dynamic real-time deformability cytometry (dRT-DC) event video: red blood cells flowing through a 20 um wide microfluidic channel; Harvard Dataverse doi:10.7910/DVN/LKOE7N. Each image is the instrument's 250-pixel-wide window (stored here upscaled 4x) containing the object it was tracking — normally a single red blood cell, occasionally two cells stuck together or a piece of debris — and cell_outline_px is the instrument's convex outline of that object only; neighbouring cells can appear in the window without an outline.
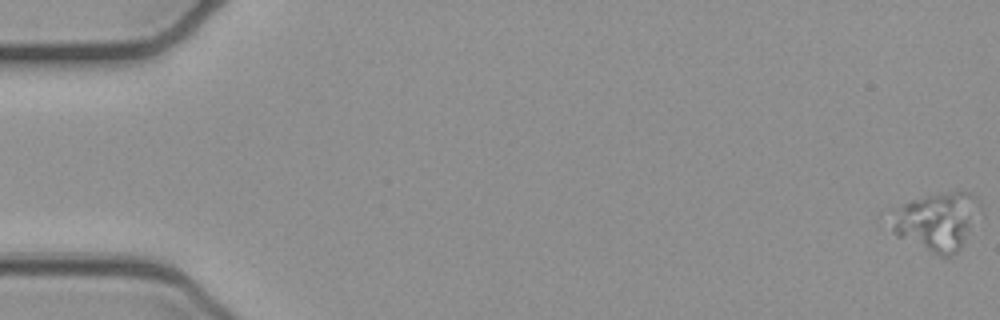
{"species": "common noctule bat (a hibernating species)", "species_latin": "Nyctalus noctula", "temperature_condition": "cold", "stored_images_in_passage": 14, "camera_frame_rate_fps": 3000, "um_per_image_px": 0.085, "animal": {"sex": "female", "body_mass_g": 21.9}, "frame": {"image": 1, "passage_image": 1, "time_ms": 0.0, "image_size_px": [1000, 320], "cell_outline_px": [[984, 216], [960, 248], [952, 256], [940, 256], [896, 236], [892, 232], [888, 212], [892, 208], [912, 200], [928, 196], [948, 192], [968, 192], [980, 204]], "centroid_in_image_um": [79.67, 18.82], "position_along_channel_um": 5.3, "area_um2": 30.92}}